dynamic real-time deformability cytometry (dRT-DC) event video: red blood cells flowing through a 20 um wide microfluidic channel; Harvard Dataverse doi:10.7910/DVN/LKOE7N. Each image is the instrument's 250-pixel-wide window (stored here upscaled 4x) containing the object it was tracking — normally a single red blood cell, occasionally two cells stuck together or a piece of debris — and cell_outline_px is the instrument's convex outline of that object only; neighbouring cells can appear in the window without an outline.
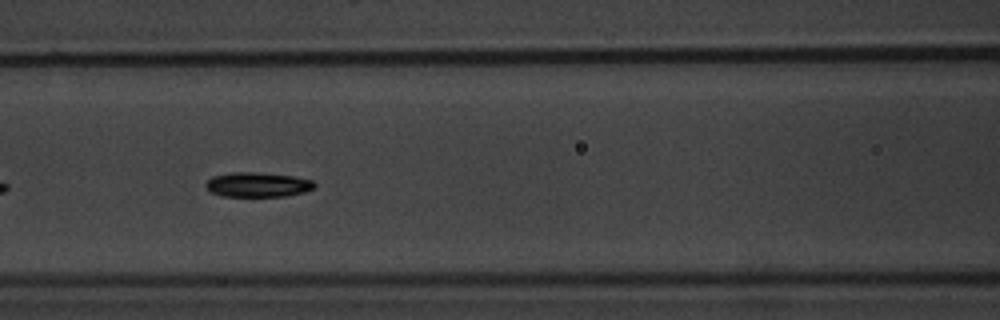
{"species": "common noctule bat (a hibernating species)", "species_latin": "Nyctalus noctula", "temperature_condition": "warm", "stored_images_in_passage": 6, "camera_frame_rate_fps": 3000, "um_per_image_px": 0.085, "animal": {"sex": "male", "body_mass_g": 20.1, "forearm_length_mm": 53.5}, "frame": {"image": 1, "passage_image": 6, "time_ms": 6.667, "image_size_px": [1000, 320], "cell_outline_px": [[316, 184], [312, 188], [304, 192], [284, 196], [220, 196], [212, 192], [204, 184], [212, 176], [232, 172], [256, 172], [296, 176], [312, 180]], "centroid_in_image_um": [21.9, 15.68], "position_along_channel_um": 144.7, "area_um2": 15.61}}